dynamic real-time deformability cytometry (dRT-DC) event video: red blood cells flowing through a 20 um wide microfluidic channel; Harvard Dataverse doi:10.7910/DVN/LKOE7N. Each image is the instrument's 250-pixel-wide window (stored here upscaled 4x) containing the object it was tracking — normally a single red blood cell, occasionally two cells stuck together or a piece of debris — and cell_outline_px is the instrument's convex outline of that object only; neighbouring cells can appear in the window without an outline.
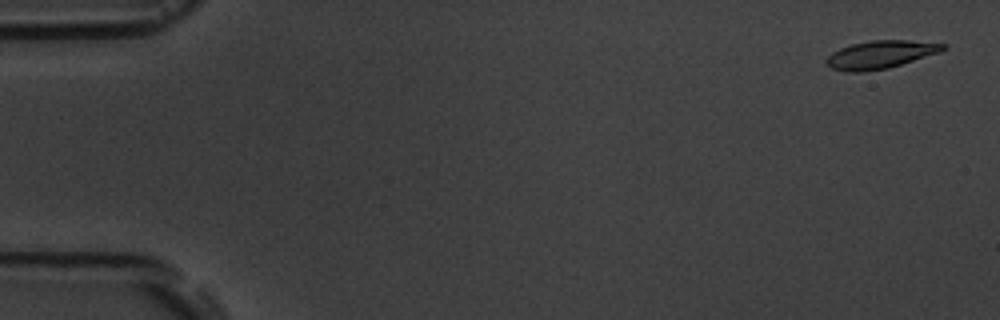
{"species": "common noctule bat (a hibernating species)", "species_latin": "Nyctalus noctula", "temperature_condition": "room temperature", "stored_images_in_passage": 7, "camera_frame_rate_fps": 3000, "um_per_image_px": 0.085, "animal": {"sex": "male", "body_mass_g": 19.5, "forearm_length_mm": 54.6}, "frame": {"image": 1, "passage_image": 1, "time_ms": 0.0, "image_size_px": [1000, 320], "cell_outline_px": [[948, 48], [940, 52], [888, 68], [860, 72], [848, 72], [832, 68], [824, 60], [832, 52], [840, 48], [852, 44], [872, 40], [908, 40], [948, 44]], "centroid_in_image_um": [74.86, 4.63], "position_along_channel_um": 10.1, "area_um2": 18.9}}
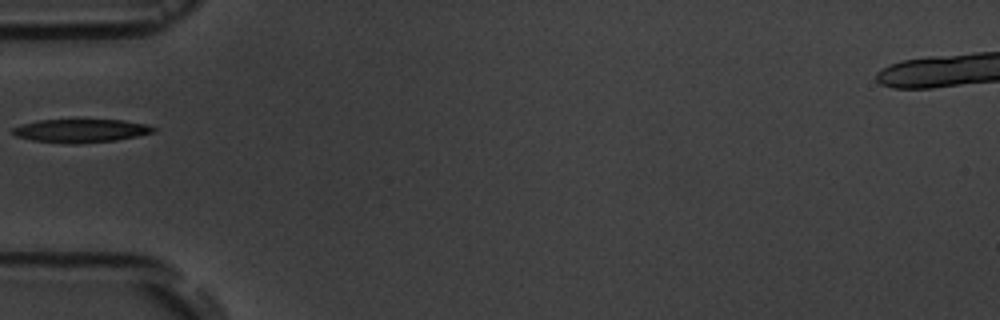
{"frame": {"image": 2, "passage_image": 6, "time_ms": 5.667, "image_size_px": [1000, 320], "cell_outline_px": [[156, 132], [116, 140], [76, 144], [32, 140], [16, 136], [12, 132], [12, 128], [20, 124], [40, 120], [72, 116], [76, 116], [124, 120], [148, 124], [156, 128]], "centroid_in_image_um": [6.88, 11.04], "position_along_channel_um": 78.1, "area_um2": 20.4}}
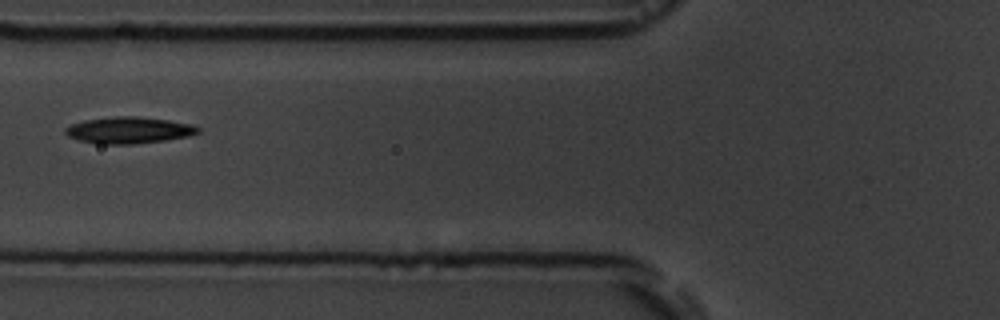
{"frame": {"image": 3, "passage_image": 7, "time_ms": 6.667, "image_size_px": [1000, 320], "cell_outline_px": [[200, 132], [188, 136], [164, 140], [132, 144], [100, 144], [80, 140], [68, 136], [64, 132], [64, 128], [68, 124], [84, 120], [116, 116], [136, 116], [168, 120], [192, 124], [200, 128]], "centroid_in_image_um": [10.92, 11.06], "position_along_channel_um": 114.9, "area_um2": 20.52}}